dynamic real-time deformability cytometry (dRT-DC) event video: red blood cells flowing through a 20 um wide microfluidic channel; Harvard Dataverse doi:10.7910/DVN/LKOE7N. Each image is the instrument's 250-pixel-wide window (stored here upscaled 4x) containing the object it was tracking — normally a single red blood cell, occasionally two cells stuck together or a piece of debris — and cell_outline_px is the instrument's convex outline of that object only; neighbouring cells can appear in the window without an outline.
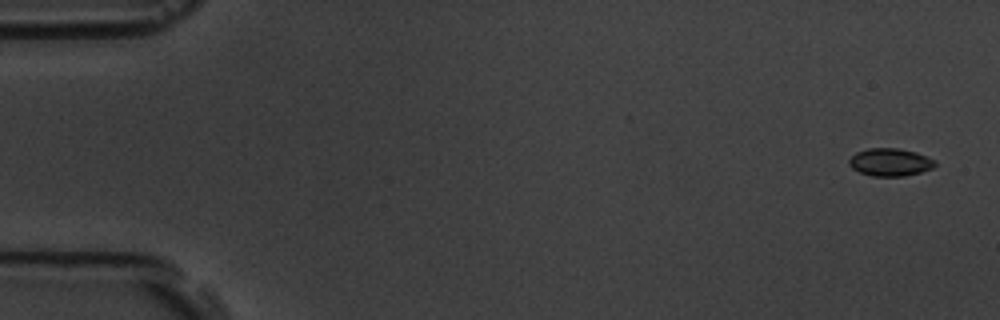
{"species": "common noctule bat (a hibernating species)", "species_latin": "Nyctalus noctula", "temperature_condition": "room temperature", "stored_images_in_passage": 3, "camera_frame_rate_fps": 3000, "um_per_image_px": 0.085, "animal": {"sex": "male", "body_mass_g": 19.5, "forearm_length_mm": 54.6}, "frame": {"image": 1, "passage_image": 1, "time_ms": 0.0, "image_size_px": [1000, 320], "cell_outline_px": [[936, 164], [932, 168], [920, 172], [904, 176], [872, 176], [860, 172], [852, 168], [848, 164], [848, 160], [856, 152], [868, 148], [896, 148], [916, 152], [936, 160]], "centroid_in_image_um": [75.65, 13.78], "position_along_channel_um": 9.3, "area_um2": 13.87}}